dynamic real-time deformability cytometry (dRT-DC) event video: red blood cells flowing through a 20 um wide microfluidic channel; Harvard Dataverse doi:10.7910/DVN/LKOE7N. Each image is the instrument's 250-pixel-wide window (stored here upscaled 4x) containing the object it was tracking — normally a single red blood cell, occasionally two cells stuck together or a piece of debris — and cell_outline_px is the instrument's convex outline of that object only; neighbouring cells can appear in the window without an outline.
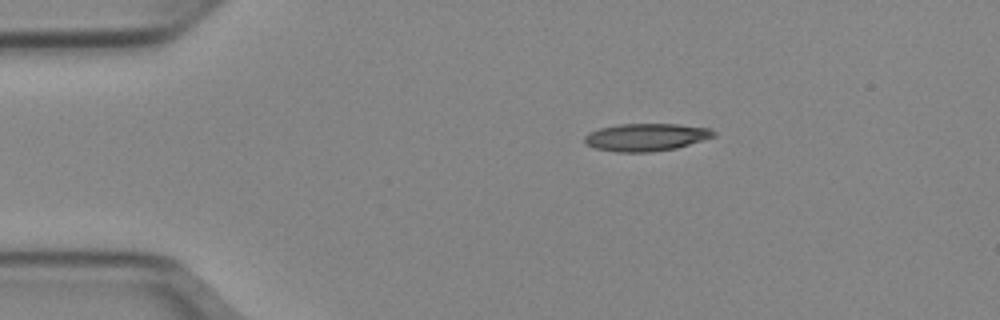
{"species": "Egyptian fruit bat (a non-hibernating species)", "species_latin": "Rousettus aegyptiacus", "temperature_condition": "cold", "stored_images_in_passage": 42, "camera_frame_rate_fps": 3000, "um_per_image_px": 0.085, "animal": {"sex": "female"}, "frame": {"image": 1, "passage_image": 1, "time_ms": 0.0, "image_size_px": [1000, 320], "cell_outline_px": [[716, 136], [676, 148], [652, 152], [616, 152], [596, 148], [588, 144], [584, 140], [584, 136], [588, 132], [600, 128], [620, 124], [680, 124], [712, 128], [716, 132]], "centroid_in_image_um": [54.95, 11.65], "position_along_channel_um": 30.0, "area_um2": 20.81}}
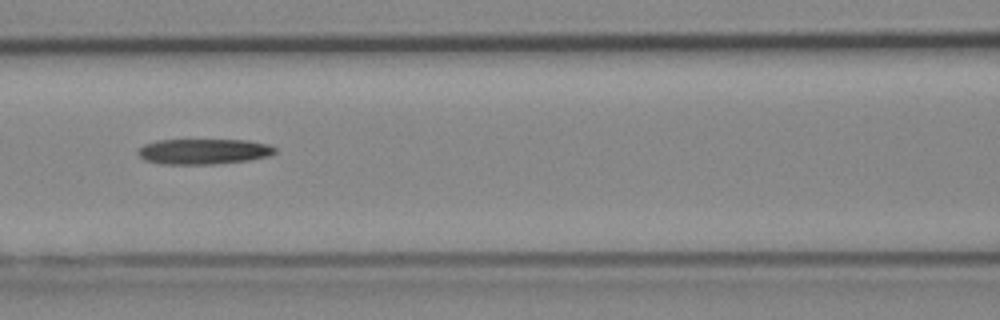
{"frame": {"image": 2, "passage_image": 14, "time_ms": 4.333, "image_size_px": [1000, 320], "cell_outline_px": [[276, 152], [268, 156], [248, 160], [216, 164], [160, 164], [144, 160], [136, 152], [144, 144], [156, 140], [248, 140], [268, 144], [276, 148]], "centroid_in_image_um": [17.29, 12.87], "position_along_channel_um": 149.3, "area_um2": 20.4}}
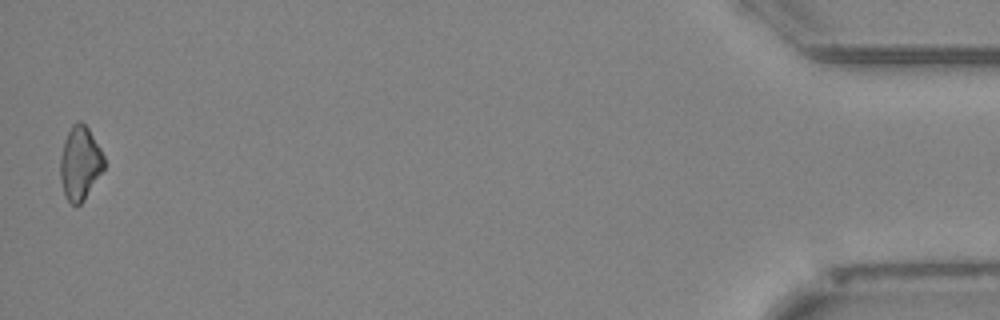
{"frame": {"image": 3, "passage_image": 42, "time_ms": 13.667, "image_size_px": [1000, 320], "cell_outline_px": [[104, 168], [84, 200], [76, 208], [68, 200], [64, 192], [60, 180], [60, 156], [64, 140], [72, 124], [76, 120], [80, 120], [88, 128], [100, 148], [104, 156]], "centroid_in_image_um": [6.79, 13.86], "position_along_channel_um": 428.4, "area_um2": 18.79}}